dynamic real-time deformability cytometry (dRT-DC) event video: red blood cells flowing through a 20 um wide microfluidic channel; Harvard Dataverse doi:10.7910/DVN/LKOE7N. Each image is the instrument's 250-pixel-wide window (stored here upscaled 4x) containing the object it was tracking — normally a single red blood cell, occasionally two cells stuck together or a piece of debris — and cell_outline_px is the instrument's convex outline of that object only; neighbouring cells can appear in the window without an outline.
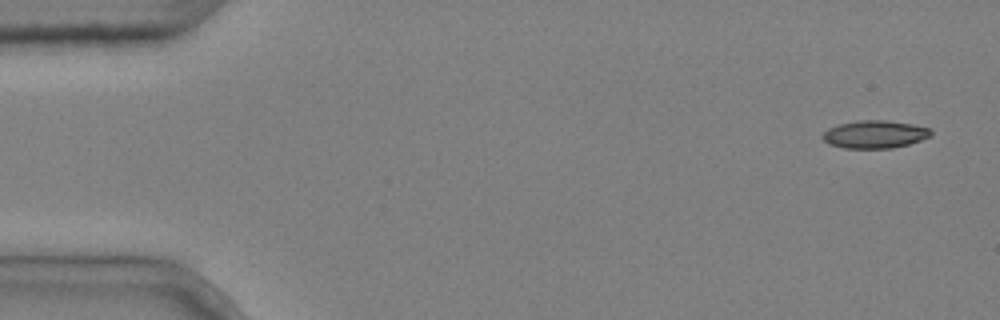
{"species": "common noctule bat (a hibernating species)", "species_latin": "Nyctalus noctula", "temperature_condition": "cold", "stored_images_in_passage": 5, "camera_frame_rate_fps": 3000, "um_per_image_px": 0.085, "animal": {"sex": "male", "body_mass_g": 20.4}, "frame": {"image": 1, "passage_image": 1, "time_ms": 0.0, "image_size_px": [1000, 320], "cell_outline_px": [[932, 136], [908, 144], [892, 148], [844, 148], [828, 144], [820, 136], [828, 128], [840, 124], [856, 120], [884, 120], [912, 124], [932, 128]], "centroid_in_image_um": [74.36, 11.41], "position_along_channel_um": 10.6, "area_um2": 17.63}}
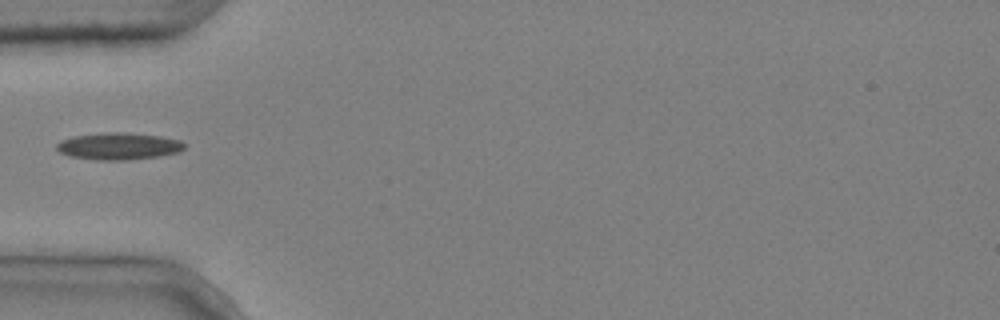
{"frame": {"image": 2, "passage_image": 5, "time_ms": 1.333, "image_size_px": [1000, 320], "cell_outline_px": [[184, 148], [180, 152], [160, 156], [128, 160], [96, 160], [68, 156], [60, 152], [56, 148], [56, 144], [60, 140], [72, 136], [112, 132], [124, 132], [160, 136], [180, 140], [184, 144]], "centroid_in_image_um": [10.07, 12.43], "position_along_channel_um": 74.9, "area_um2": 20.17}}